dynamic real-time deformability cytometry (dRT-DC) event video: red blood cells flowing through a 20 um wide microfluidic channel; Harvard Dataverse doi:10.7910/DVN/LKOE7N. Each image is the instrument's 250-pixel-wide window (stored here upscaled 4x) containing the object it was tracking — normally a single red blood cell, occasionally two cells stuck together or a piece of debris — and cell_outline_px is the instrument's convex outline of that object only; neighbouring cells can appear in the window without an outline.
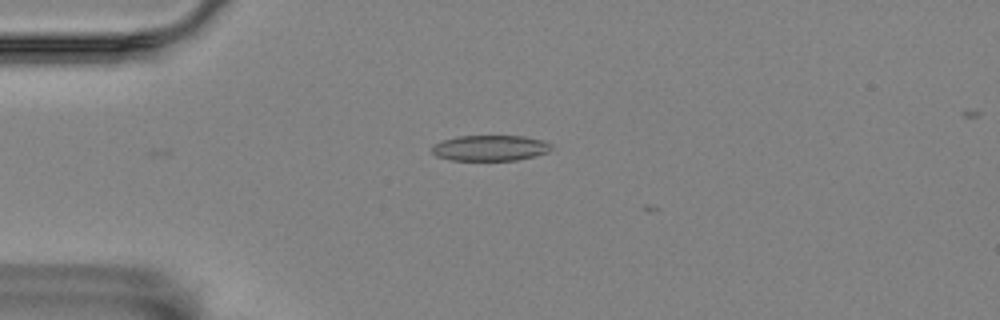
{"species": "Egyptian fruit bat (a non-hibernating species)", "species_latin": "Rousettus aegyptiacus", "temperature_condition": "room temperature", "stored_images_in_passage": 3, "camera_frame_rate_fps": 3000, "um_per_image_px": 0.085, "animal": {"sex": "female"}, "frame": {"image": 1, "passage_image": 1, "time_ms": 0.0, "image_size_px": [1000, 320], "cell_outline_px": [[552, 148], [548, 152], [536, 156], [516, 160], [448, 160], [436, 156], [432, 152], [432, 144], [456, 136], [524, 136], [544, 140], [552, 144]], "centroid_in_image_um": [41.67, 12.58], "position_along_channel_um": 43.3, "area_um2": 18.03}}